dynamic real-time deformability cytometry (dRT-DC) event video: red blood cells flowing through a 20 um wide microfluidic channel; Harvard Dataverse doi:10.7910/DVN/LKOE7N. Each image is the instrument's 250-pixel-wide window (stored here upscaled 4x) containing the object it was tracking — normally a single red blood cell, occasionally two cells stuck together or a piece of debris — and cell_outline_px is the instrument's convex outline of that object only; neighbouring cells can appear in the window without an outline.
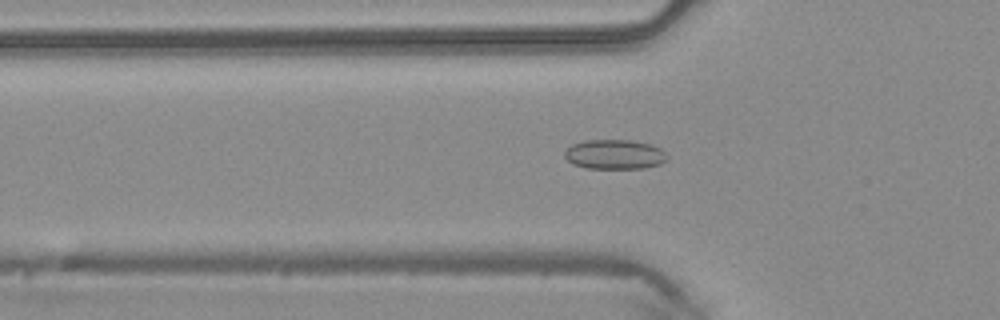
{"species": "common noctule bat (a hibernating species)", "species_latin": "Nyctalus noctula", "temperature_condition": "warm", "stored_images_in_passage": 47, "camera_frame_rate_fps": 3000, "um_per_image_px": 0.085, "animal": {"sex": "male", "body_mass_g": 20.4}, "frame": {"image": 1, "passage_image": 16, "time_ms": 5.0, "image_size_px": [1000, 320], "cell_outline_px": [[668, 160], [660, 164], [644, 168], [584, 168], [572, 164], [564, 156], [564, 152], [572, 144], [584, 140], [632, 140], [652, 144], [660, 148], [668, 156]], "centroid_in_image_um": [52.25, 13.12], "position_along_channel_um": 73.5, "area_um2": 17.86}}
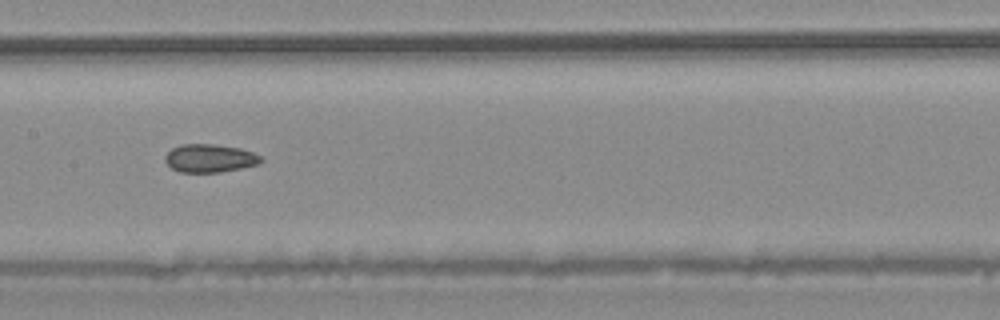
{"frame": {"image": 2, "passage_image": 24, "time_ms": 7.667, "image_size_px": [1000, 320], "cell_outline_px": [[264, 160], [256, 164], [240, 168], [220, 172], [180, 172], [172, 168], [164, 160], [164, 156], [172, 148], [180, 144], [216, 144], [240, 148], [252, 152], [260, 156]], "centroid_in_image_um": [17.8, 13.44], "position_along_channel_um": 189.6, "area_um2": 15.66}}
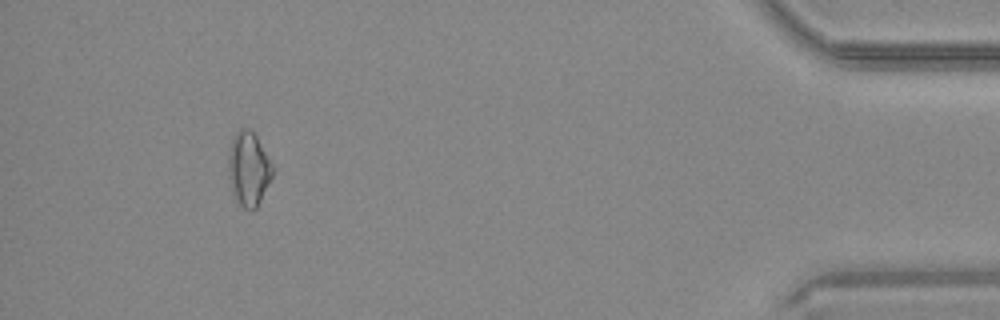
{"frame": {"image": 3, "passage_image": 44, "time_ms": 14.333, "image_size_px": [1000, 320], "cell_outline_px": [[272, 176], [256, 208], [252, 212], [244, 208], [232, 196], [228, 176], [228, 156], [232, 140], [236, 132], [240, 128], [248, 128], [256, 136], [272, 164]], "centroid_in_image_um": [21.09, 14.38], "position_along_channel_um": 414.1, "area_um2": 18.96}}